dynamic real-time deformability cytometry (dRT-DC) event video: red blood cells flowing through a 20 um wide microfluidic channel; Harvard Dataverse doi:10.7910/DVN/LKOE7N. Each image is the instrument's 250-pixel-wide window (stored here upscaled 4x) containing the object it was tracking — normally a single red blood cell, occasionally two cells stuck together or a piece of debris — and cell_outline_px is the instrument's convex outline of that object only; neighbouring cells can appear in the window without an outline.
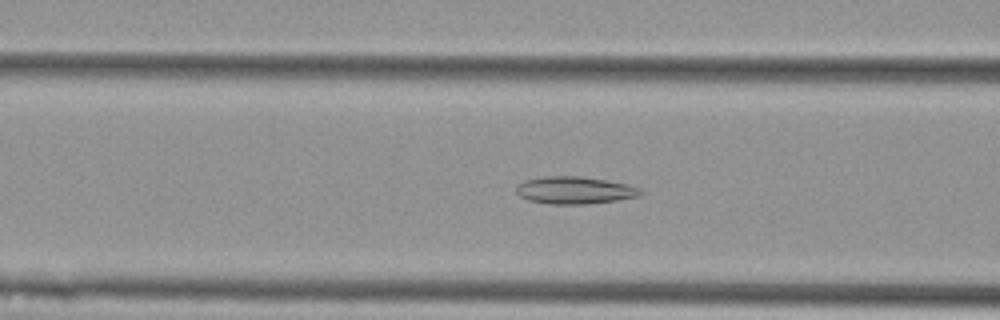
{"species": "Egyptian fruit bat (a non-hibernating species)", "species_latin": "Rousettus aegyptiacus", "temperature_condition": "cold", "stored_images_in_passage": 54, "camera_frame_rate_fps": 3000, "um_per_image_px": 0.085, "animal": {"sex": "female"}, "frame": {"image": 1, "passage_image": 22, "time_ms": 7.0, "image_size_px": [1000, 320], "cell_outline_px": [[644, 192], [640, 196], [616, 200], [584, 204], [552, 204], [528, 200], [520, 196], [516, 192], [516, 184], [524, 180], [544, 176], [580, 176], [628, 184], [640, 188]], "centroid_in_image_um": [48.83, 16.16], "position_along_channel_um": 117.8, "area_um2": 19.83}}
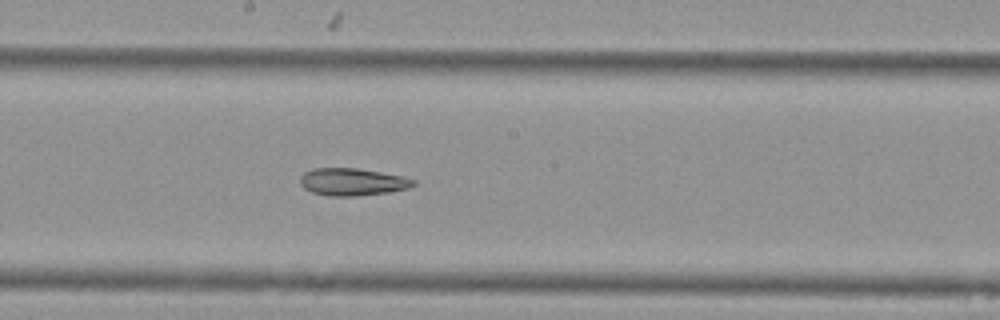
{"frame": {"image": 2, "passage_image": 30, "time_ms": 9.667, "image_size_px": [1000, 320], "cell_outline_px": [[416, 184], [408, 188], [388, 192], [356, 196], [328, 196], [312, 192], [304, 188], [300, 184], [300, 176], [304, 172], [312, 168], [356, 168], [380, 172], [400, 176], [416, 180]], "centroid_in_image_um": [29.92, 15.46], "position_along_channel_um": 218.3, "area_um2": 18.03}}
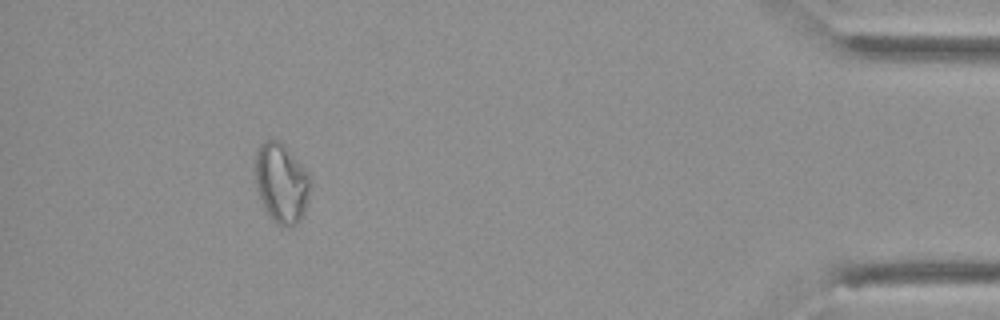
{"frame": {"image": 3, "passage_image": 50, "time_ms": 16.333, "image_size_px": [1000, 320], "cell_outline_px": [[308, 200], [304, 212], [300, 220], [296, 224], [288, 228], [276, 224], [272, 220], [264, 208], [256, 188], [252, 164], [252, 160], [260, 144], [264, 140], [280, 140], [308, 172]], "centroid_in_image_um": [23.85, 15.54], "position_along_channel_um": 411.4, "area_um2": 25.95}}